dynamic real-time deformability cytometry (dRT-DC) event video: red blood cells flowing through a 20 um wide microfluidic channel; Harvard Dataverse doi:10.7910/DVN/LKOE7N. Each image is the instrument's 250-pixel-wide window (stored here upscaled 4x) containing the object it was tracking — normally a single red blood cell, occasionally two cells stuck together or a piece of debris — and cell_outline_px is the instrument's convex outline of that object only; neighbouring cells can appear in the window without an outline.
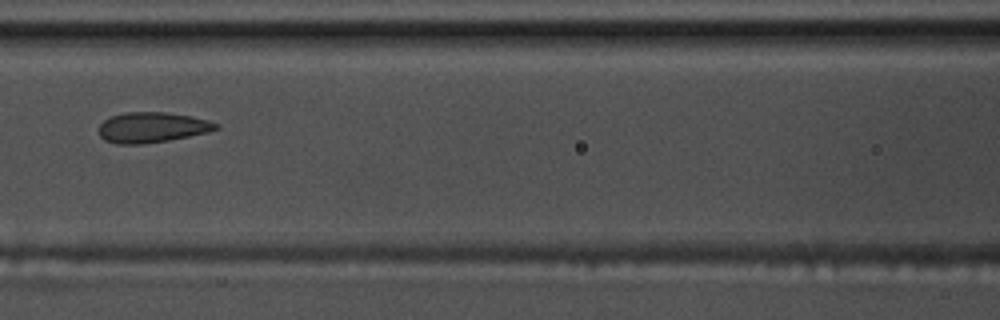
{"species": "common noctule bat (a hibernating species)", "species_latin": "Nyctalus noctula", "temperature_condition": "warm", "stored_images_in_passage": 5, "camera_frame_rate_fps": 3000, "um_per_image_px": 0.085, "animal": {"sex": "male", "body_mass_g": 17.5, "forearm_length_mm": 52.3}, "frame": {"image": 1, "passage_image": 5, "time_ms": 1.333, "image_size_px": [1000, 320], "cell_outline_px": [[220, 128], [208, 132], [168, 140], [140, 144], [116, 144], [104, 140], [100, 136], [100, 124], [104, 120], [112, 116], [124, 112], [164, 112], [192, 116], [208, 120], [216, 124]], "centroid_in_image_um": [12.91, 10.82], "position_along_channel_um": 153.7, "area_um2": 20.58}}